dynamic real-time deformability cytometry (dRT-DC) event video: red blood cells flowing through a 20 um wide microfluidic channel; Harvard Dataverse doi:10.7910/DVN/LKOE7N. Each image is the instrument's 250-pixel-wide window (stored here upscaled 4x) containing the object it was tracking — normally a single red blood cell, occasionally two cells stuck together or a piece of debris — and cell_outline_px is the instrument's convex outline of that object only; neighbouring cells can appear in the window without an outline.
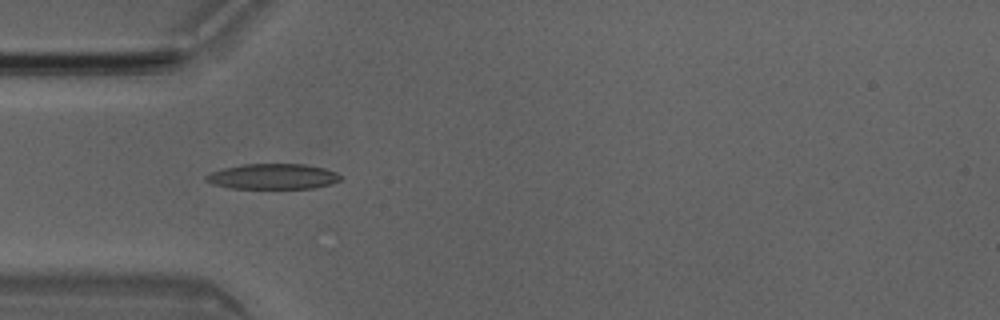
{"species": "Egyptian fruit bat (a non-hibernating species)", "species_latin": "Rousettus aegyptiacus", "temperature_condition": "room temperature", "stored_images_in_passage": 7, "camera_frame_rate_fps": 3000, "um_per_image_px": 0.085, "animal": {"sex": "male"}, "frame": {"image": 1, "passage_image": 3, "time_ms": 0.667, "image_size_px": [1000, 320], "cell_outline_px": [[340, 180], [332, 184], [312, 188], [232, 188], [212, 184], [204, 180], [204, 176], [212, 172], [224, 168], [244, 164], [304, 164], [324, 168], [336, 172], [340, 176]], "centroid_in_image_um": [23.18, 15.0], "position_along_channel_um": 61.8, "area_um2": 19.83}}
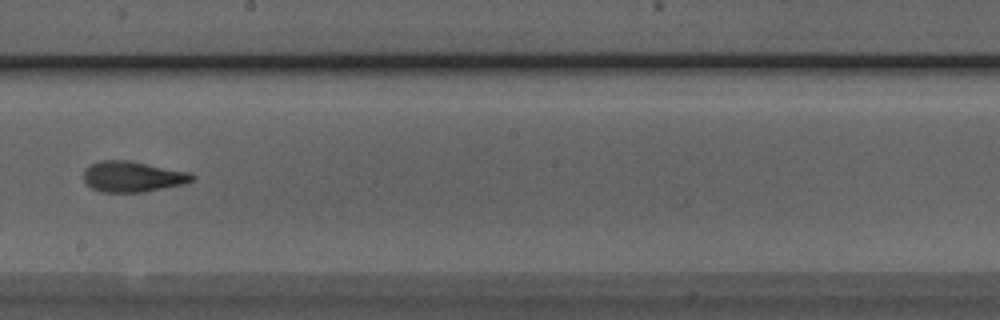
{"frame": {"image": 2, "passage_image": 7, "time_ms": 2.0, "image_size_px": [1000, 320], "cell_outline_px": [[196, 180], [188, 184], [144, 192], [100, 192], [92, 188], [84, 180], [84, 168], [100, 160], [128, 160], [192, 172], [196, 176]], "centroid_in_image_um": [11.36, 15.01], "position_along_channel_um": 236.8, "area_um2": 19.83}}